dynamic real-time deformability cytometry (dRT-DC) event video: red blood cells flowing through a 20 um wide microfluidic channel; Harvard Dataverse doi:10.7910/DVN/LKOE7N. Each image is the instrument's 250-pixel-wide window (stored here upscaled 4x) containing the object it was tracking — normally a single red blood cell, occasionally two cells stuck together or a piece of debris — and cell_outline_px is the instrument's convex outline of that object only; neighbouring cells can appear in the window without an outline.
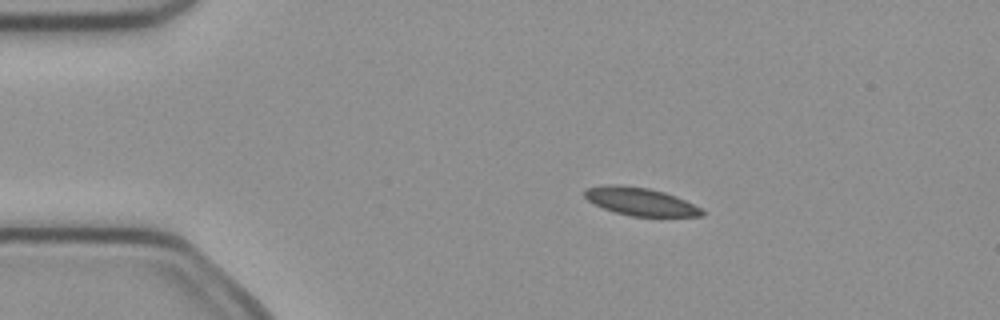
{"species": "common noctule bat (a hibernating species)", "species_latin": "Nyctalus noctula", "temperature_condition": "cold", "stored_images_in_passage": 3, "camera_frame_rate_fps": 3000, "um_per_image_px": 0.085, "animal": {"sex": "female", "body_mass_g": 21.9}, "frame": {"image": 1, "passage_image": 2, "time_ms": 0.333, "image_size_px": [1000, 320], "cell_outline_px": [[704, 216], [632, 216], [616, 212], [604, 208], [588, 200], [584, 196], [584, 192], [588, 188], [608, 184], [616, 184], [648, 188], [664, 192], [676, 196], [700, 208], [704, 212]], "centroid_in_image_um": [54.43, 17.12], "position_along_channel_um": 30.6, "area_um2": 18.73}}